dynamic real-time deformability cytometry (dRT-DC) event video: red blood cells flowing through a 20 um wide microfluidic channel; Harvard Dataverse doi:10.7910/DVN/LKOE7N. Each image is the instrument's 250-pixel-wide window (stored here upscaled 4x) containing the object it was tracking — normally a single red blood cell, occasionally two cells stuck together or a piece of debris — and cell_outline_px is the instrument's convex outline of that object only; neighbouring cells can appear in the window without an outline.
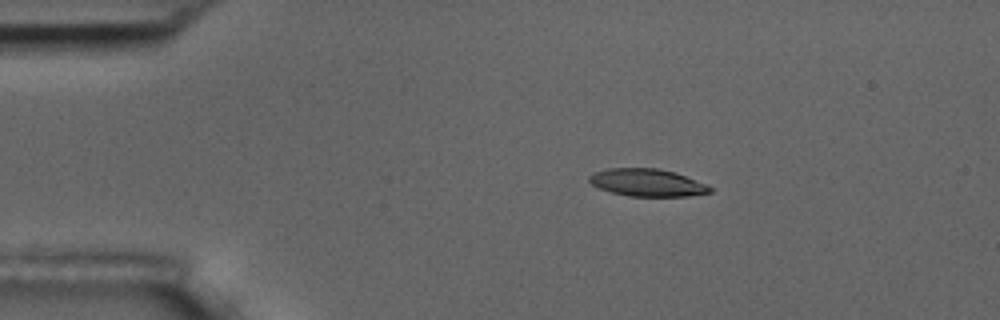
{"species": "common noctule bat (a hibernating species)", "species_latin": "Nyctalus noctula", "temperature_condition": "room temperature", "stored_images_in_passage": 5, "camera_frame_rate_fps": 3000, "um_per_image_px": 0.085, "animal": {"sex": "male", "body_mass_g": 17.5, "forearm_length_mm": 52.3}, "frame": {"image": 1, "passage_image": 2, "time_ms": 1.333, "image_size_px": [1000, 320], "cell_outline_px": [[712, 192], [688, 196], [628, 196], [612, 192], [600, 188], [592, 184], [588, 180], [588, 176], [592, 172], [608, 168], [656, 168], [676, 172], [708, 184], [712, 188]], "centroid_in_image_um": [55.03, 15.51], "position_along_channel_um": 30.0, "area_um2": 19.48}}
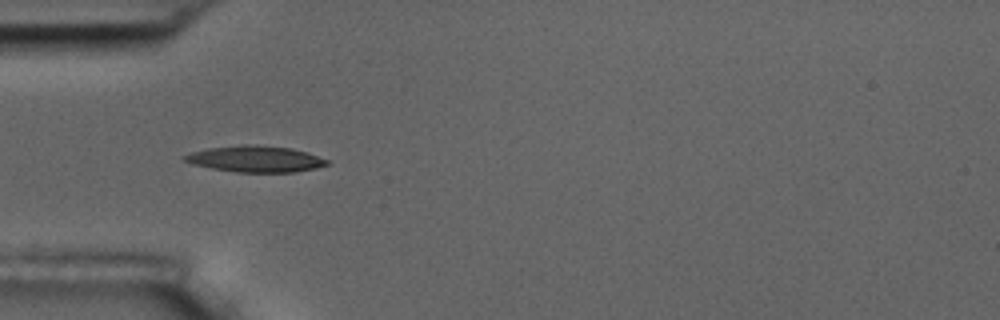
{"frame": {"image": 2, "passage_image": 4, "time_ms": 3.667, "image_size_px": [1000, 320], "cell_outline_px": [[328, 164], [316, 168], [292, 172], [236, 172], [212, 168], [192, 164], [184, 160], [180, 156], [192, 152], [208, 148], [244, 144], [256, 144], [292, 148], [308, 152], [328, 160]], "centroid_in_image_um": [21.69, 13.5], "position_along_channel_um": 63.3, "area_um2": 21.85}}